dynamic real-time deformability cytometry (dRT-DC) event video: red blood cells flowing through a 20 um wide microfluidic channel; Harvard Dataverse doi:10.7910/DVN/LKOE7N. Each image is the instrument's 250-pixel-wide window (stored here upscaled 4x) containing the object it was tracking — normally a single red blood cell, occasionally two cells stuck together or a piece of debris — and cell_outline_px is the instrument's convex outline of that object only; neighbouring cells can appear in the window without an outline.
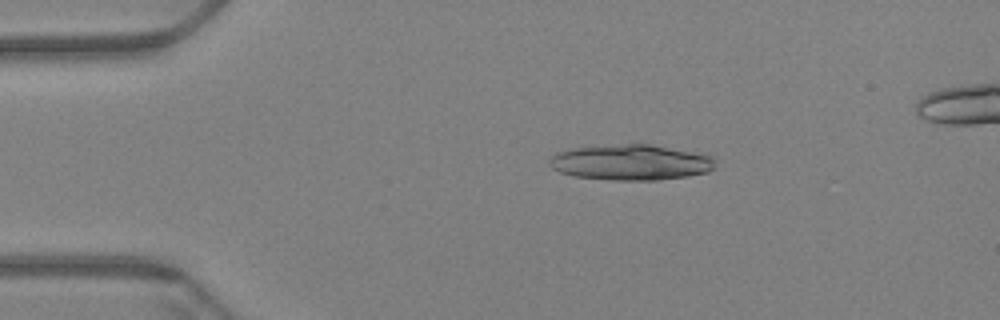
{"species": "Egyptian fruit bat (a non-hibernating species)", "species_latin": "Rousettus aegyptiacus", "temperature_condition": "warm", "stored_images_in_passage": 20, "camera_frame_rate_fps": 3000, "um_per_image_px": 0.085, "animal": {"sex": "female"}, "frame": {"image": 1, "passage_image": 12, "time_ms": 3.667, "image_size_px": [1000, 320], "cell_outline_px": [[716, 160], [712, 168], [708, 172], [688, 176], [656, 180], [612, 180], [576, 176], [560, 172], [552, 168], [548, 164], [548, 160], [556, 152], [572, 148], [624, 144], [652, 144], [712, 156]], "centroid_in_image_um": [53.6, 13.8], "position_along_channel_um": 31.4, "area_um2": 34.28}}